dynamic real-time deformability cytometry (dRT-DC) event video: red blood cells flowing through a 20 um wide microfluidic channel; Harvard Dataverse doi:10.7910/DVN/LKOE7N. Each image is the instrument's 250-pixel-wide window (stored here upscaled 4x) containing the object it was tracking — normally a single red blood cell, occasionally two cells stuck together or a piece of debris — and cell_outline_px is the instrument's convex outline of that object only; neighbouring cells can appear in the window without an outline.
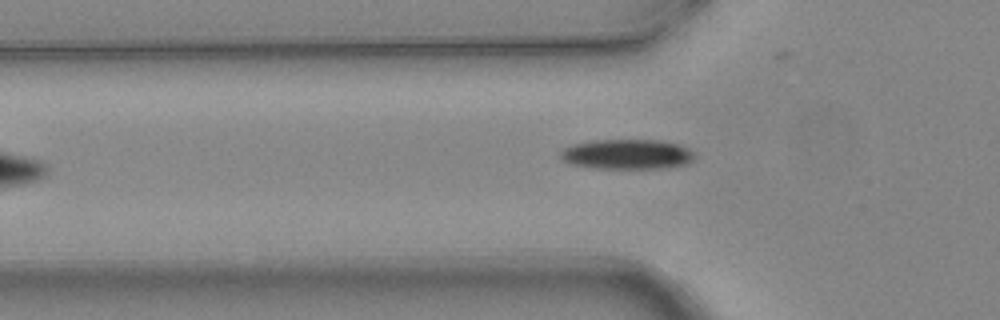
{"species": "common noctule bat (a hibernating species)", "species_latin": "Nyctalus noctula", "temperature_condition": "warm", "stored_images_in_passage": 5, "camera_frame_rate_fps": 3000, "um_per_image_px": 0.085, "animal": {"sex": "female", "body_mass_g": 24.6, "forearm_length_mm": 56.2}, "frame": {"image": 1, "passage_image": 5, "time_ms": 1.333, "image_size_px": [1000, 320], "cell_outline_px": [[696, 156], [688, 164], [668, 168], [596, 168], [568, 164], [560, 156], [560, 152], [564, 148], [572, 144], [592, 140], [660, 140], [680, 144], [696, 152]], "centroid_in_image_um": [53.34, 13.11], "position_along_channel_um": 72.5, "area_um2": 23.76}}